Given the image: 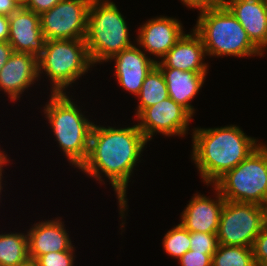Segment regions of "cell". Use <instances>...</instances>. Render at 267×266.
I'll return each instance as SVG.
<instances>
[{
	"instance_id": "1",
	"label": "cell",
	"mask_w": 267,
	"mask_h": 266,
	"mask_svg": "<svg viewBox=\"0 0 267 266\" xmlns=\"http://www.w3.org/2000/svg\"><path fill=\"white\" fill-rule=\"evenodd\" d=\"M147 142L137 124L125 128L94 124L87 158L78 169L100 184L104 182L102 177L109 179L117 196L121 220L126 219L128 209V183Z\"/></svg>"
},
{
	"instance_id": "2",
	"label": "cell",
	"mask_w": 267,
	"mask_h": 266,
	"mask_svg": "<svg viewBox=\"0 0 267 266\" xmlns=\"http://www.w3.org/2000/svg\"><path fill=\"white\" fill-rule=\"evenodd\" d=\"M192 130L191 159L207 186L235 168L262 143L235 124Z\"/></svg>"
},
{
	"instance_id": "3",
	"label": "cell",
	"mask_w": 267,
	"mask_h": 266,
	"mask_svg": "<svg viewBox=\"0 0 267 266\" xmlns=\"http://www.w3.org/2000/svg\"><path fill=\"white\" fill-rule=\"evenodd\" d=\"M49 97L42 111L69 165L79 169L87 158L95 122L85 117L66 93L51 94Z\"/></svg>"
},
{
	"instance_id": "4",
	"label": "cell",
	"mask_w": 267,
	"mask_h": 266,
	"mask_svg": "<svg viewBox=\"0 0 267 266\" xmlns=\"http://www.w3.org/2000/svg\"><path fill=\"white\" fill-rule=\"evenodd\" d=\"M193 29L210 57H252L264 54L251 42L239 21L224 6L199 12Z\"/></svg>"
},
{
	"instance_id": "5",
	"label": "cell",
	"mask_w": 267,
	"mask_h": 266,
	"mask_svg": "<svg viewBox=\"0 0 267 266\" xmlns=\"http://www.w3.org/2000/svg\"><path fill=\"white\" fill-rule=\"evenodd\" d=\"M118 6L112 0H92L85 42L93 65H100L134 45L129 27Z\"/></svg>"
},
{
	"instance_id": "6",
	"label": "cell",
	"mask_w": 267,
	"mask_h": 266,
	"mask_svg": "<svg viewBox=\"0 0 267 266\" xmlns=\"http://www.w3.org/2000/svg\"><path fill=\"white\" fill-rule=\"evenodd\" d=\"M92 66L85 39L47 40L38 57L39 79L49 78L51 94L66 93Z\"/></svg>"
},
{
	"instance_id": "7",
	"label": "cell",
	"mask_w": 267,
	"mask_h": 266,
	"mask_svg": "<svg viewBox=\"0 0 267 266\" xmlns=\"http://www.w3.org/2000/svg\"><path fill=\"white\" fill-rule=\"evenodd\" d=\"M213 185L227 201L267 208V144H260Z\"/></svg>"
},
{
	"instance_id": "8",
	"label": "cell",
	"mask_w": 267,
	"mask_h": 266,
	"mask_svg": "<svg viewBox=\"0 0 267 266\" xmlns=\"http://www.w3.org/2000/svg\"><path fill=\"white\" fill-rule=\"evenodd\" d=\"M266 223V207L225 200L217 231L218 244L252 247Z\"/></svg>"
},
{
	"instance_id": "9",
	"label": "cell",
	"mask_w": 267,
	"mask_h": 266,
	"mask_svg": "<svg viewBox=\"0 0 267 266\" xmlns=\"http://www.w3.org/2000/svg\"><path fill=\"white\" fill-rule=\"evenodd\" d=\"M92 0H61L40 15L46 40L85 39Z\"/></svg>"
},
{
	"instance_id": "10",
	"label": "cell",
	"mask_w": 267,
	"mask_h": 266,
	"mask_svg": "<svg viewBox=\"0 0 267 266\" xmlns=\"http://www.w3.org/2000/svg\"><path fill=\"white\" fill-rule=\"evenodd\" d=\"M138 128L147 141L157 133L161 135L180 136L188 134L189 124L193 116L170 97L145 108L137 117Z\"/></svg>"
},
{
	"instance_id": "11",
	"label": "cell",
	"mask_w": 267,
	"mask_h": 266,
	"mask_svg": "<svg viewBox=\"0 0 267 266\" xmlns=\"http://www.w3.org/2000/svg\"><path fill=\"white\" fill-rule=\"evenodd\" d=\"M184 33L183 24L180 20L174 17L157 16L139 27L135 42H137L139 48H144L142 50L145 53L147 52V55H153V60L157 63Z\"/></svg>"
},
{
	"instance_id": "12",
	"label": "cell",
	"mask_w": 267,
	"mask_h": 266,
	"mask_svg": "<svg viewBox=\"0 0 267 266\" xmlns=\"http://www.w3.org/2000/svg\"><path fill=\"white\" fill-rule=\"evenodd\" d=\"M46 38L42 34L40 15L20 7L9 16V44L14 52L39 57L44 51Z\"/></svg>"
},
{
	"instance_id": "13",
	"label": "cell",
	"mask_w": 267,
	"mask_h": 266,
	"mask_svg": "<svg viewBox=\"0 0 267 266\" xmlns=\"http://www.w3.org/2000/svg\"><path fill=\"white\" fill-rule=\"evenodd\" d=\"M138 47L134 43V45L117 53L107 61L113 60L115 62L114 76L119 86L135 97L140 93L147 74L156 65L153 58Z\"/></svg>"
},
{
	"instance_id": "14",
	"label": "cell",
	"mask_w": 267,
	"mask_h": 266,
	"mask_svg": "<svg viewBox=\"0 0 267 266\" xmlns=\"http://www.w3.org/2000/svg\"><path fill=\"white\" fill-rule=\"evenodd\" d=\"M211 186L216 194L214 199L197 192L193 194L180 215V224L189 232L217 233L218 231L225 199L214 185Z\"/></svg>"
},
{
	"instance_id": "15",
	"label": "cell",
	"mask_w": 267,
	"mask_h": 266,
	"mask_svg": "<svg viewBox=\"0 0 267 266\" xmlns=\"http://www.w3.org/2000/svg\"><path fill=\"white\" fill-rule=\"evenodd\" d=\"M38 58L29 53L13 52L0 70V91H4L10 101L20 100L21 94L40 79Z\"/></svg>"
},
{
	"instance_id": "16",
	"label": "cell",
	"mask_w": 267,
	"mask_h": 266,
	"mask_svg": "<svg viewBox=\"0 0 267 266\" xmlns=\"http://www.w3.org/2000/svg\"><path fill=\"white\" fill-rule=\"evenodd\" d=\"M192 30L190 34L184 33L161 61L156 63L159 68L208 73L209 64L205 62L207 54L202 38L194 29Z\"/></svg>"
},
{
	"instance_id": "17",
	"label": "cell",
	"mask_w": 267,
	"mask_h": 266,
	"mask_svg": "<svg viewBox=\"0 0 267 266\" xmlns=\"http://www.w3.org/2000/svg\"><path fill=\"white\" fill-rule=\"evenodd\" d=\"M60 217L52 220L39 221L27 231L28 253L31 262L39 256L70 250L71 238Z\"/></svg>"
},
{
	"instance_id": "18",
	"label": "cell",
	"mask_w": 267,
	"mask_h": 266,
	"mask_svg": "<svg viewBox=\"0 0 267 266\" xmlns=\"http://www.w3.org/2000/svg\"><path fill=\"white\" fill-rule=\"evenodd\" d=\"M239 21L251 42L267 50V6L265 0H225L224 5Z\"/></svg>"
},
{
	"instance_id": "19",
	"label": "cell",
	"mask_w": 267,
	"mask_h": 266,
	"mask_svg": "<svg viewBox=\"0 0 267 266\" xmlns=\"http://www.w3.org/2000/svg\"><path fill=\"white\" fill-rule=\"evenodd\" d=\"M160 69L166 81L169 97L194 117L196 110L191 101L202 89L208 73L182 71L174 68Z\"/></svg>"
},
{
	"instance_id": "20",
	"label": "cell",
	"mask_w": 267,
	"mask_h": 266,
	"mask_svg": "<svg viewBox=\"0 0 267 266\" xmlns=\"http://www.w3.org/2000/svg\"><path fill=\"white\" fill-rule=\"evenodd\" d=\"M30 262L27 233L0 234V265L23 266Z\"/></svg>"
},
{
	"instance_id": "21",
	"label": "cell",
	"mask_w": 267,
	"mask_h": 266,
	"mask_svg": "<svg viewBox=\"0 0 267 266\" xmlns=\"http://www.w3.org/2000/svg\"><path fill=\"white\" fill-rule=\"evenodd\" d=\"M137 97L139 103L135 109L136 117L145 108L153 106L169 97L164 75L157 65L147 74Z\"/></svg>"
},
{
	"instance_id": "22",
	"label": "cell",
	"mask_w": 267,
	"mask_h": 266,
	"mask_svg": "<svg viewBox=\"0 0 267 266\" xmlns=\"http://www.w3.org/2000/svg\"><path fill=\"white\" fill-rule=\"evenodd\" d=\"M212 266H256L252 247L219 244Z\"/></svg>"
},
{
	"instance_id": "23",
	"label": "cell",
	"mask_w": 267,
	"mask_h": 266,
	"mask_svg": "<svg viewBox=\"0 0 267 266\" xmlns=\"http://www.w3.org/2000/svg\"><path fill=\"white\" fill-rule=\"evenodd\" d=\"M162 245L165 252L177 260L190 250V232L179 223L167 231Z\"/></svg>"
},
{
	"instance_id": "24",
	"label": "cell",
	"mask_w": 267,
	"mask_h": 266,
	"mask_svg": "<svg viewBox=\"0 0 267 266\" xmlns=\"http://www.w3.org/2000/svg\"><path fill=\"white\" fill-rule=\"evenodd\" d=\"M218 245L217 233L190 232V250L214 254Z\"/></svg>"
},
{
	"instance_id": "25",
	"label": "cell",
	"mask_w": 267,
	"mask_h": 266,
	"mask_svg": "<svg viewBox=\"0 0 267 266\" xmlns=\"http://www.w3.org/2000/svg\"><path fill=\"white\" fill-rule=\"evenodd\" d=\"M75 248L67 251L50 252L39 256L34 263L37 266H74Z\"/></svg>"
},
{
	"instance_id": "26",
	"label": "cell",
	"mask_w": 267,
	"mask_h": 266,
	"mask_svg": "<svg viewBox=\"0 0 267 266\" xmlns=\"http://www.w3.org/2000/svg\"><path fill=\"white\" fill-rule=\"evenodd\" d=\"M252 250L256 266H267V223L255 238Z\"/></svg>"
},
{
	"instance_id": "27",
	"label": "cell",
	"mask_w": 267,
	"mask_h": 266,
	"mask_svg": "<svg viewBox=\"0 0 267 266\" xmlns=\"http://www.w3.org/2000/svg\"><path fill=\"white\" fill-rule=\"evenodd\" d=\"M213 254L189 250L178 259L180 266H212Z\"/></svg>"
},
{
	"instance_id": "28",
	"label": "cell",
	"mask_w": 267,
	"mask_h": 266,
	"mask_svg": "<svg viewBox=\"0 0 267 266\" xmlns=\"http://www.w3.org/2000/svg\"><path fill=\"white\" fill-rule=\"evenodd\" d=\"M188 8L199 10V12L224 7L225 0H181Z\"/></svg>"
},
{
	"instance_id": "29",
	"label": "cell",
	"mask_w": 267,
	"mask_h": 266,
	"mask_svg": "<svg viewBox=\"0 0 267 266\" xmlns=\"http://www.w3.org/2000/svg\"><path fill=\"white\" fill-rule=\"evenodd\" d=\"M60 1L61 0H23L22 7L41 15L53 8Z\"/></svg>"
},
{
	"instance_id": "30",
	"label": "cell",
	"mask_w": 267,
	"mask_h": 266,
	"mask_svg": "<svg viewBox=\"0 0 267 266\" xmlns=\"http://www.w3.org/2000/svg\"><path fill=\"white\" fill-rule=\"evenodd\" d=\"M22 5L17 0H0V15L10 16Z\"/></svg>"
},
{
	"instance_id": "31",
	"label": "cell",
	"mask_w": 267,
	"mask_h": 266,
	"mask_svg": "<svg viewBox=\"0 0 267 266\" xmlns=\"http://www.w3.org/2000/svg\"><path fill=\"white\" fill-rule=\"evenodd\" d=\"M14 50L8 41H0V70L13 54Z\"/></svg>"
},
{
	"instance_id": "32",
	"label": "cell",
	"mask_w": 267,
	"mask_h": 266,
	"mask_svg": "<svg viewBox=\"0 0 267 266\" xmlns=\"http://www.w3.org/2000/svg\"><path fill=\"white\" fill-rule=\"evenodd\" d=\"M9 40V17L0 15V41Z\"/></svg>"
},
{
	"instance_id": "33",
	"label": "cell",
	"mask_w": 267,
	"mask_h": 266,
	"mask_svg": "<svg viewBox=\"0 0 267 266\" xmlns=\"http://www.w3.org/2000/svg\"><path fill=\"white\" fill-rule=\"evenodd\" d=\"M8 156H7V154H5L1 159H0V195L2 194V189H3V183H2V179H3V175H2V173H4V171H3V167H4V165L5 166H7V164H9L10 163V158H7ZM9 162V163H8ZM1 197V196H0ZM1 199V198H0Z\"/></svg>"
},
{
	"instance_id": "34",
	"label": "cell",
	"mask_w": 267,
	"mask_h": 266,
	"mask_svg": "<svg viewBox=\"0 0 267 266\" xmlns=\"http://www.w3.org/2000/svg\"><path fill=\"white\" fill-rule=\"evenodd\" d=\"M23 266H37L34 262H28L26 265H23Z\"/></svg>"
},
{
	"instance_id": "35",
	"label": "cell",
	"mask_w": 267,
	"mask_h": 266,
	"mask_svg": "<svg viewBox=\"0 0 267 266\" xmlns=\"http://www.w3.org/2000/svg\"><path fill=\"white\" fill-rule=\"evenodd\" d=\"M1 149V148H0ZM5 155V152L0 150V159Z\"/></svg>"
},
{
	"instance_id": "36",
	"label": "cell",
	"mask_w": 267,
	"mask_h": 266,
	"mask_svg": "<svg viewBox=\"0 0 267 266\" xmlns=\"http://www.w3.org/2000/svg\"><path fill=\"white\" fill-rule=\"evenodd\" d=\"M17 1L22 5L23 0H17Z\"/></svg>"
}]
</instances>
